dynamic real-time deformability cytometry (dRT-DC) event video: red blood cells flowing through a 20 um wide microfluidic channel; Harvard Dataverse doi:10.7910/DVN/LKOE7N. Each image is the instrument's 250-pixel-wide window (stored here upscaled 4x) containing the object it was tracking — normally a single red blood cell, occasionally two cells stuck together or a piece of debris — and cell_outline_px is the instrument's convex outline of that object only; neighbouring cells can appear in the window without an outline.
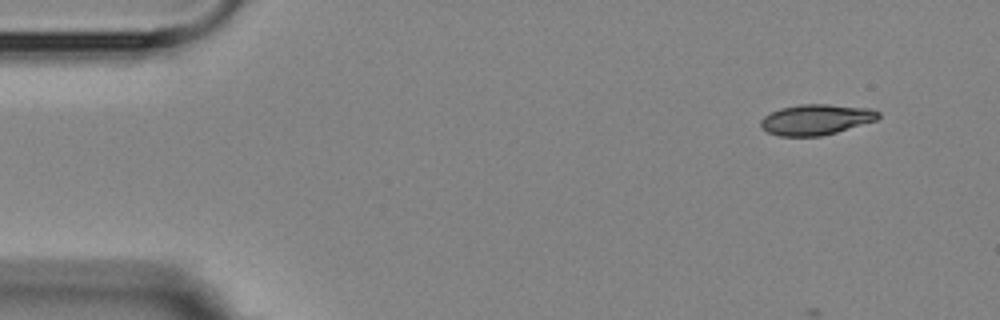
{"species": "Egyptian fruit bat (a non-hibernating species)", "species_latin": "Rousettus aegyptiacus", "temperature_condition": "room temperature", "stored_images_in_passage": 6, "camera_frame_rate_fps": 3000, "um_per_image_px": 0.085, "animal": {"sex": "female"}, "frame": {"image": 1, "passage_image": 1, "time_ms": 0.0, "image_size_px": [1000, 320], "cell_outline_px": [[880, 116], [876, 120], [836, 132], [820, 136], [780, 136], [768, 132], [760, 128], [760, 120], [764, 116], [780, 108], [800, 104], [828, 104], [872, 108], [880, 112]], "centroid_in_image_um": [69.36, 10.15], "position_along_channel_um": 15.6, "area_um2": 20.98}}
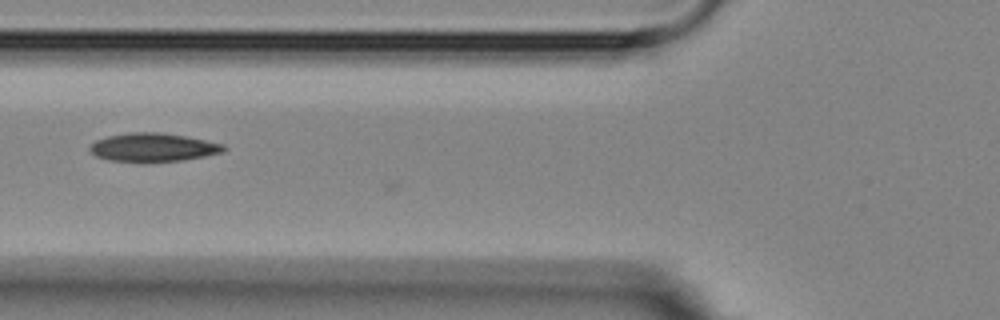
{"frame": {"image": 2, "passage_image": 5, "time_ms": 5.333, "image_size_px": [1000, 320], "cell_outline_px": [[228, 148], [224, 152], [184, 160], [144, 164], [108, 160], [96, 156], [88, 148], [96, 140], [108, 136], [128, 132], [160, 132], [184, 136], [224, 144]], "centroid_in_image_um": [13.01, 12.55], "position_along_channel_um": 112.8, "area_um2": 22.77}}
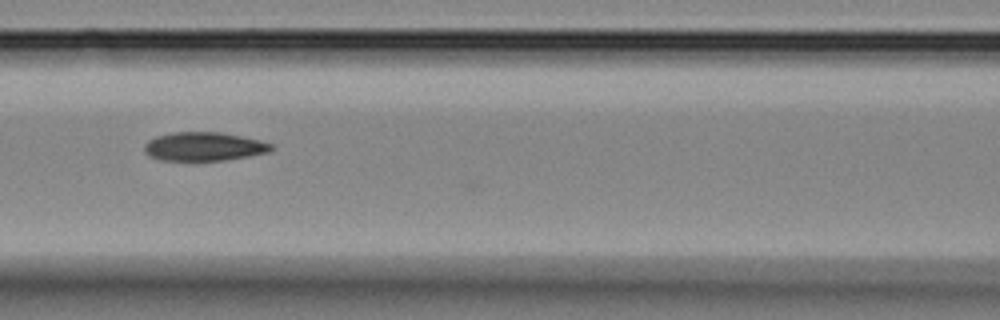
{"frame": {"image": 3, "passage_image": 6, "time_ms": 6.333, "image_size_px": [1000, 320], "cell_outline_px": [[276, 148], [268, 152], [248, 156], [224, 160], [192, 164], [160, 160], [148, 156], [144, 152], [144, 144], [148, 140], [156, 136], [172, 132], [220, 132], [260, 140], [272, 144]], "centroid_in_image_um": [17.27, 12.5], "position_along_channel_um": 149.3, "area_um2": 22.2}}